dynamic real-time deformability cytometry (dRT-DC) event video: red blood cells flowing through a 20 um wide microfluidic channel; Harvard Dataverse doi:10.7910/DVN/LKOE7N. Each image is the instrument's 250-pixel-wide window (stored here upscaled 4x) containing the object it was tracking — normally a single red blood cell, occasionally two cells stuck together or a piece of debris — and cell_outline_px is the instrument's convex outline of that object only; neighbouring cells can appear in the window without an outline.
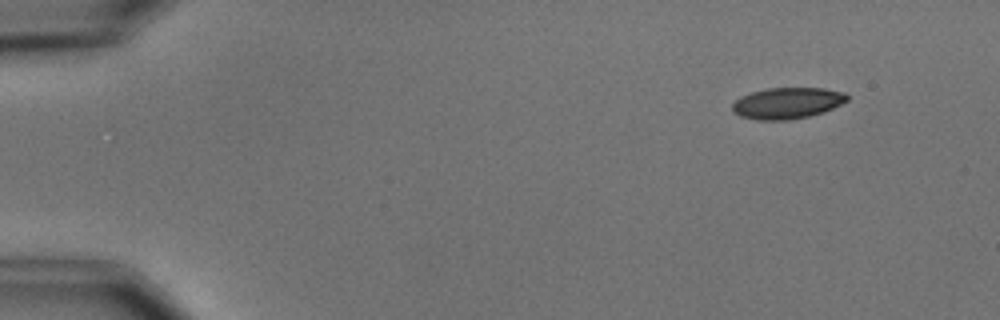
{"species": "common noctule bat (a hibernating species)", "species_latin": "Nyctalus noctula", "temperature_condition": "cold", "stored_images_in_passage": 5, "camera_frame_rate_fps": 3000, "um_per_image_px": 0.085, "animal": {"sex": "male", "body_mass_g": 15.6}, "frame": {"image": 1, "passage_image": 2, "time_ms": 1.333, "image_size_px": [1000, 320], "cell_outline_px": [[848, 100], [824, 112], [808, 116], [788, 120], [756, 120], [740, 116], [732, 112], [732, 104], [740, 96], [752, 92], [768, 88], [824, 88], [844, 92], [848, 96]], "centroid_in_image_um": [66.89, 8.76], "position_along_channel_um": 18.1, "area_um2": 20.92}}
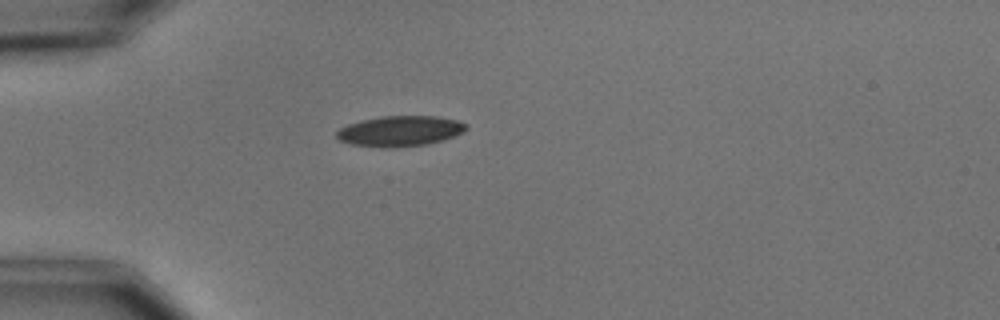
{"frame": {"image": 2, "passage_image": 5, "time_ms": 4.667, "image_size_px": [1000, 320], "cell_outline_px": [[468, 128], [464, 132], [444, 140], [428, 144], [396, 148], [384, 148], [352, 144], [340, 140], [336, 136], [336, 132], [340, 128], [348, 124], [380, 116], [436, 116], [456, 120], [468, 124]], "centroid_in_image_um": [34.04, 11.15], "position_along_channel_um": 51.0, "area_um2": 23.12}}